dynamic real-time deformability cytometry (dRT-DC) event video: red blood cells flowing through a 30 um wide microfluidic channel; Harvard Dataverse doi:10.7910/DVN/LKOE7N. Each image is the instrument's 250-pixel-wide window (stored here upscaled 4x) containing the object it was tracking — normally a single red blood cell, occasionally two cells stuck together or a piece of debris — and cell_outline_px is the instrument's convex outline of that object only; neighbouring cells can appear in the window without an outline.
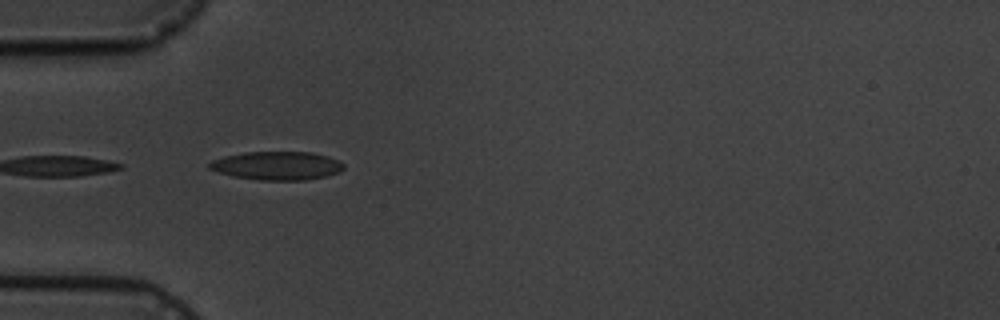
{"species": "common noctule bat (a hibernating species)", "species_latin": "Nyctalus noctula", "temperature_condition": "cold", "stored_images_in_passage": 5, "camera_frame_rate_fps": 3000, "um_per_image_px": 0.085, "animal": {"sex": "male", "body_mass_g": 19.5, "forearm_length_mm": 54.6}, "frame": {"image": 1, "passage_image": 4, "time_ms": 4.333, "image_size_px": [1000, 320], "cell_outline_px": [[344, 168], [340, 172], [328, 176], [304, 180], [260, 180], [232, 176], [208, 168], [208, 164], [212, 160], [224, 156], [244, 152], [312, 152], [328, 156], [340, 160], [344, 164]], "centroid_in_image_um": [23.58, 14.08], "position_along_channel_um": 61.4, "area_um2": 22.43}}